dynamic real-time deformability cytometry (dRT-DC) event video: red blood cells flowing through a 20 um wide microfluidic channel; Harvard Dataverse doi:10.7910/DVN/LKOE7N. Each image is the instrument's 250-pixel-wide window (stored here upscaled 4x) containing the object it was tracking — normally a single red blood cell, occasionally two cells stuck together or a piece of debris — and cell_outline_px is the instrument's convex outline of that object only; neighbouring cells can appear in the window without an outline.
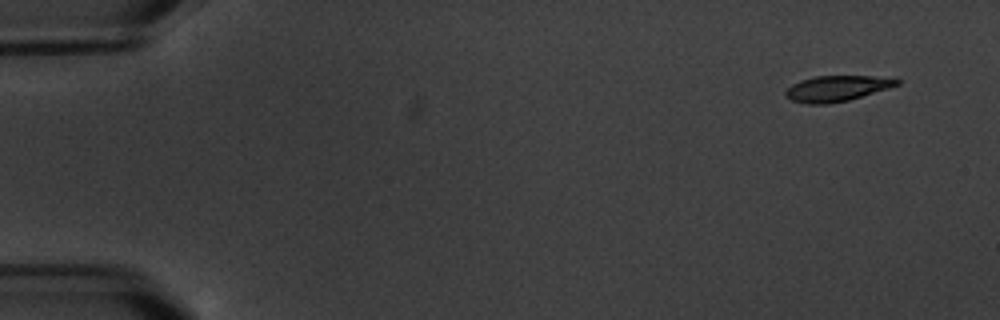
{"species": "common noctule bat (a hibernating species)", "species_latin": "Nyctalus noctula", "temperature_condition": "warm", "stored_images_in_passage": 4, "camera_frame_rate_fps": 3000, "um_per_image_px": 0.085, "animal": {"sex": "male", "body_mass_g": 20.1, "forearm_length_mm": 53.5}, "frame": {"image": 1, "passage_image": 1, "time_ms": 0.0, "image_size_px": [1000, 320], "cell_outline_px": [[900, 84], [888, 88], [848, 100], [828, 104], [808, 104], [792, 100], [784, 96], [784, 92], [792, 84], [800, 80], [816, 76], [896, 76], [900, 80]], "centroid_in_image_um": [71.17, 7.5], "position_along_channel_um": 13.8, "area_um2": 16.82}}